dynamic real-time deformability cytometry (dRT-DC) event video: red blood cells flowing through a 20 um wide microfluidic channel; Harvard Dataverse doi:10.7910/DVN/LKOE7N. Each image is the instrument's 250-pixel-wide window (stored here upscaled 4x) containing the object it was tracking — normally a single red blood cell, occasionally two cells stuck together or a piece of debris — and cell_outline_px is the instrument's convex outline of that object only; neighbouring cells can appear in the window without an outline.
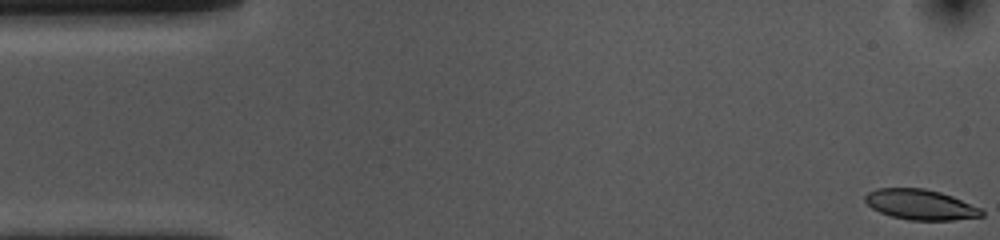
{"species": "common noctule bat (a hibernating species)", "species_latin": "Nyctalus noctula", "temperature_condition": "cold", "stored_images_in_passage": 54, "camera_frame_rate_fps": 3000, "um_per_image_px": 0.085, "animal": {"sex": "female", "body_mass_g": 10.0, "forearm_length_mm": 53.1}, "frame": {"image": 1, "passage_image": 1, "time_ms": 0.0, "image_size_px": [1000, 240], "cell_outline_px": [[984, 216], [952, 220], [908, 220], [892, 216], [880, 212], [872, 208], [864, 200], [864, 196], [868, 192], [876, 188], [924, 188], [940, 192], [952, 196], [980, 208], [984, 212]], "centroid_in_image_um": [78.22, 17.39], "position_along_channel_um": 6.8, "area_um2": 20.52}}
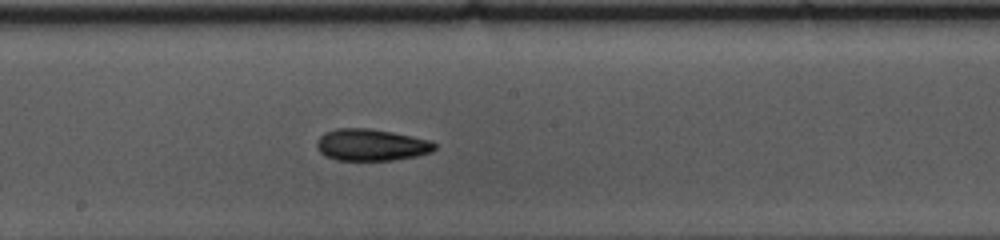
{"frame": {"image": 2, "passage_image": 28, "time_ms": 9.0, "image_size_px": [1000, 240], "cell_outline_px": [[436, 148], [432, 152], [416, 156], [392, 160], [336, 160], [324, 156], [320, 152], [316, 144], [320, 136], [324, 132], [336, 128], [368, 128], [392, 132], [432, 140], [436, 144]], "centroid_in_image_um": [31.56, 12.31], "position_along_channel_um": 216.6, "area_um2": 21.96}}
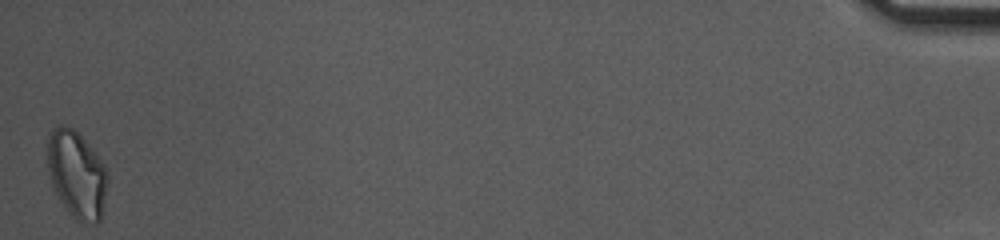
{"frame": {"image": 3, "passage_image": 54, "time_ms": 17.667, "image_size_px": [1000, 240], "cell_outline_px": [[108, 184], [104, 212], [100, 220], [96, 224], [80, 224], [68, 212], [60, 200], [52, 184], [48, 172], [48, 136], [52, 128], [60, 124], [64, 124], [72, 128], [88, 144], [104, 164], [108, 172]], "centroid_in_image_um": [6.55, 14.88], "position_along_channel_um": 428.6, "area_um2": 30.98}, "authors_computed_cell_mechanics": {"area_um2": 21.6461, "velocity_mm_per_s": 3.6141, "shape_relaxation_time_tau1_ms": 5.0264, "shape_relaxation_time_tau2_ms": 4.6462, "deformation_change_tau1": 0.1341, "deformation_change_tau2": 0.1011}}